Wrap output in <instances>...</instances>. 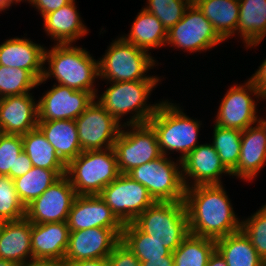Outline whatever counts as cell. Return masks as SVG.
<instances>
[{"mask_svg":"<svg viewBox=\"0 0 266 266\" xmlns=\"http://www.w3.org/2000/svg\"><path fill=\"white\" fill-rule=\"evenodd\" d=\"M180 108L172 102L162 100L148 123L156 131L162 155L168 156L169 150H175L181 153L179 160L182 161L199 145L201 123L186 116Z\"/></svg>","mask_w":266,"mask_h":266,"instance_id":"cell-4","label":"cell"},{"mask_svg":"<svg viewBox=\"0 0 266 266\" xmlns=\"http://www.w3.org/2000/svg\"><path fill=\"white\" fill-rule=\"evenodd\" d=\"M38 80L27 70L0 65V91L4 97L30 93Z\"/></svg>","mask_w":266,"mask_h":266,"instance_id":"cell-35","label":"cell"},{"mask_svg":"<svg viewBox=\"0 0 266 266\" xmlns=\"http://www.w3.org/2000/svg\"><path fill=\"white\" fill-rule=\"evenodd\" d=\"M215 249L214 239L189 233L173 251L174 266H206Z\"/></svg>","mask_w":266,"mask_h":266,"instance_id":"cell-32","label":"cell"},{"mask_svg":"<svg viewBox=\"0 0 266 266\" xmlns=\"http://www.w3.org/2000/svg\"><path fill=\"white\" fill-rule=\"evenodd\" d=\"M77 194L64 175L25 207V217L36 224L67 222Z\"/></svg>","mask_w":266,"mask_h":266,"instance_id":"cell-14","label":"cell"},{"mask_svg":"<svg viewBox=\"0 0 266 266\" xmlns=\"http://www.w3.org/2000/svg\"><path fill=\"white\" fill-rule=\"evenodd\" d=\"M75 122L82 151L113 147L123 126L96 100Z\"/></svg>","mask_w":266,"mask_h":266,"instance_id":"cell-13","label":"cell"},{"mask_svg":"<svg viewBox=\"0 0 266 266\" xmlns=\"http://www.w3.org/2000/svg\"><path fill=\"white\" fill-rule=\"evenodd\" d=\"M0 259L22 266L33 259L31 222L26 218L4 223L0 232Z\"/></svg>","mask_w":266,"mask_h":266,"instance_id":"cell-23","label":"cell"},{"mask_svg":"<svg viewBox=\"0 0 266 266\" xmlns=\"http://www.w3.org/2000/svg\"><path fill=\"white\" fill-rule=\"evenodd\" d=\"M95 100L91 92L78 91L54 84L52 89L37 101L38 121L75 120Z\"/></svg>","mask_w":266,"mask_h":266,"instance_id":"cell-15","label":"cell"},{"mask_svg":"<svg viewBox=\"0 0 266 266\" xmlns=\"http://www.w3.org/2000/svg\"><path fill=\"white\" fill-rule=\"evenodd\" d=\"M0 266H19V265L10 260L0 259Z\"/></svg>","mask_w":266,"mask_h":266,"instance_id":"cell-50","label":"cell"},{"mask_svg":"<svg viewBox=\"0 0 266 266\" xmlns=\"http://www.w3.org/2000/svg\"><path fill=\"white\" fill-rule=\"evenodd\" d=\"M223 41L212 23L191 3L183 18L167 31L166 45L194 53L207 51Z\"/></svg>","mask_w":266,"mask_h":266,"instance_id":"cell-11","label":"cell"},{"mask_svg":"<svg viewBox=\"0 0 266 266\" xmlns=\"http://www.w3.org/2000/svg\"><path fill=\"white\" fill-rule=\"evenodd\" d=\"M11 5L10 0H0V12L8 9Z\"/></svg>","mask_w":266,"mask_h":266,"instance_id":"cell-48","label":"cell"},{"mask_svg":"<svg viewBox=\"0 0 266 266\" xmlns=\"http://www.w3.org/2000/svg\"><path fill=\"white\" fill-rule=\"evenodd\" d=\"M46 61L49 66L47 69L44 67L38 86L53 75L60 85L91 92L95 97L98 95L94 86L95 79L99 77L98 60L86 49L74 47L72 43L55 44L50 50L45 49L44 63Z\"/></svg>","mask_w":266,"mask_h":266,"instance_id":"cell-2","label":"cell"},{"mask_svg":"<svg viewBox=\"0 0 266 266\" xmlns=\"http://www.w3.org/2000/svg\"><path fill=\"white\" fill-rule=\"evenodd\" d=\"M64 175L66 170L32 167L28 173L13 179L20 202L26 207Z\"/></svg>","mask_w":266,"mask_h":266,"instance_id":"cell-31","label":"cell"},{"mask_svg":"<svg viewBox=\"0 0 266 266\" xmlns=\"http://www.w3.org/2000/svg\"><path fill=\"white\" fill-rule=\"evenodd\" d=\"M174 162L162 155L137 166L127 175L145 186L156 202L184 201L185 186L182 179L181 161Z\"/></svg>","mask_w":266,"mask_h":266,"instance_id":"cell-8","label":"cell"},{"mask_svg":"<svg viewBox=\"0 0 266 266\" xmlns=\"http://www.w3.org/2000/svg\"><path fill=\"white\" fill-rule=\"evenodd\" d=\"M215 243L227 266H266L242 230L221 237Z\"/></svg>","mask_w":266,"mask_h":266,"instance_id":"cell-29","label":"cell"},{"mask_svg":"<svg viewBox=\"0 0 266 266\" xmlns=\"http://www.w3.org/2000/svg\"><path fill=\"white\" fill-rule=\"evenodd\" d=\"M212 145L217 151L224 167L232 173L239 161L242 131L223 128L214 124Z\"/></svg>","mask_w":266,"mask_h":266,"instance_id":"cell-34","label":"cell"},{"mask_svg":"<svg viewBox=\"0 0 266 266\" xmlns=\"http://www.w3.org/2000/svg\"><path fill=\"white\" fill-rule=\"evenodd\" d=\"M4 135L3 129L0 126V138Z\"/></svg>","mask_w":266,"mask_h":266,"instance_id":"cell-54","label":"cell"},{"mask_svg":"<svg viewBox=\"0 0 266 266\" xmlns=\"http://www.w3.org/2000/svg\"><path fill=\"white\" fill-rule=\"evenodd\" d=\"M114 142L120 173L127 174L133 168L162 156L156 131L149 123L123 125Z\"/></svg>","mask_w":266,"mask_h":266,"instance_id":"cell-9","label":"cell"},{"mask_svg":"<svg viewBox=\"0 0 266 266\" xmlns=\"http://www.w3.org/2000/svg\"><path fill=\"white\" fill-rule=\"evenodd\" d=\"M262 98H263V99H266V94H264V95L262 96Z\"/></svg>","mask_w":266,"mask_h":266,"instance_id":"cell-55","label":"cell"},{"mask_svg":"<svg viewBox=\"0 0 266 266\" xmlns=\"http://www.w3.org/2000/svg\"><path fill=\"white\" fill-rule=\"evenodd\" d=\"M239 6L237 33L253 48L266 36V0H239Z\"/></svg>","mask_w":266,"mask_h":266,"instance_id":"cell-26","label":"cell"},{"mask_svg":"<svg viewBox=\"0 0 266 266\" xmlns=\"http://www.w3.org/2000/svg\"><path fill=\"white\" fill-rule=\"evenodd\" d=\"M71 0H32L31 5L36 7L38 12L40 11L41 16H45L60 7L68 4Z\"/></svg>","mask_w":266,"mask_h":266,"instance_id":"cell-41","label":"cell"},{"mask_svg":"<svg viewBox=\"0 0 266 266\" xmlns=\"http://www.w3.org/2000/svg\"><path fill=\"white\" fill-rule=\"evenodd\" d=\"M133 223L152 239L173 252L189 235V223L184 201L155 202Z\"/></svg>","mask_w":266,"mask_h":266,"instance_id":"cell-6","label":"cell"},{"mask_svg":"<svg viewBox=\"0 0 266 266\" xmlns=\"http://www.w3.org/2000/svg\"><path fill=\"white\" fill-rule=\"evenodd\" d=\"M191 3V0H147L144 9L154 14L168 31L183 18Z\"/></svg>","mask_w":266,"mask_h":266,"instance_id":"cell-36","label":"cell"},{"mask_svg":"<svg viewBox=\"0 0 266 266\" xmlns=\"http://www.w3.org/2000/svg\"><path fill=\"white\" fill-rule=\"evenodd\" d=\"M68 266H109V263L107 258H98L70 262Z\"/></svg>","mask_w":266,"mask_h":266,"instance_id":"cell-46","label":"cell"},{"mask_svg":"<svg viewBox=\"0 0 266 266\" xmlns=\"http://www.w3.org/2000/svg\"><path fill=\"white\" fill-rule=\"evenodd\" d=\"M123 229L94 227L70 231L64 261L70 262L107 258L121 241Z\"/></svg>","mask_w":266,"mask_h":266,"instance_id":"cell-16","label":"cell"},{"mask_svg":"<svg viewBox=\"0 0 266 266\" xmlns=\"http://www.w3.org/2000/svg\"><path fill=\"white\" fill-rule=\"evenodd\" d=\"M0 217L5 221H16L25 217V206L20 202L14 181L0 175Z\"/></svg>","mask_w":266,"mask_h":266,"instance_id":"cell-37","label":"cell"},{"mask_svg":"<svg viewBox=\"0 0 266 266\" xmlns=\"http://www.w3.org/2000/svg\"><path fill=\"white\" fill-rule=\"evenodd\" d=\"M161 80H136L129 82H109L111 86L95 99L110 115L119 123L122 117L128 113L129 121L123 125L144 124L155 114L160 103L147 104V99L153 88Z\"/></svg>","mask_w":266,"mask_h":266,"instance_id":"cell-3","label":"cell"},{"mask_svg":"<svg viewBox=\"0 0 266 266\" xmlns=\"http://www.w3.org/2000/svg\"><path fill=\"white\" fill-rule=\"evenodd\" d=\"M257 124L260 126V128L265 132L266 134V119L264 118H257Z\"/></svg>","mask_w":266,"mask_h":266,"instance_id":"cell-49","label":"cell"},{"mask_svg":"<svg viewBox=\"0 0 266 266\" xmlns=\"http://www.w3.org/2000/svg\"><path fill=\"white\" fill-rule=\"evenodd\" d=\"M241 230L250 239L259 256L266 262V204L246 220Z\"/></svg>","mask_w":266,"mask_h":266,"instance_id":"cell-38","label":"cell"},{"mask_svg":"<svg viewBox=\"0 0 266 266\" xmlns=\"http://www.w3.org/2000/svg\"><path fill=\"white\" fill-rule=\"evenodd\" d=\"M70 231L94 227L123 229L124 224L99 195H77L68 216Z\"/></svg>","mask_w":266,"mask_h":266,"instance_id":"cell-18","label":"cell"},{"mask_svg":"<svg viewBox=\"0 0 266 266\" xmlns=\"http://www.w3.org/2000/svg\"><path fill=\"white\" fill-rule=\"evenodd\" d=\"M4 134L24 135L38 126V107L31 93L7 96L0 103Z\"/></svg>","mask_w":266,"mask_h":266,"instance_id":"cell-19","label":"cell"},{"mask_svg":"<svg viewBox=\"0 0 266 266\" xmlns=\"http://www.w3.org/2000/svg\"><path fill=\"white\" fill-rule=\"evenodd\" d=\"M5 221L0 217V232H1V229L4 225Z\"/></svg>","mask_w":266,"mask_h":266,"instance_id":"cell-52","label":"cell"},{"mask_svg":"<svg viewBox=\"0 0 266 266\" xmlns=\"http://www.w3.org/2000/svg\"><path fill=\"white\" fill-rule=\"evenodd\" d=\"M99 196L123 224L133 222L156 202L145 186L122 173Z\"/></svg>","mask_w":266,"mask_h":266,"instance_id":"cell-10","label":"cell"},{"mask_svg":"<svg viewBox=\"0 0 266 266\" xmlns=\"http://www.w3.org/2000/svg\"><path fill=\"white\" fill-rule=\"evenodd\" d=\"M3 99H4V96H3V94L0 91V103L3 101Z\"/></svg>","mask_w":266,"mask_h":266,"instance_id":"cell-53","label":"cell"},{"mask_svg":"<svg viewBox=\"0 0 266 266\" xmlns=\"http://www.w3.org/2000/svg\"><path fill=\"white\" fill-rule=\"evenodd\" d=\"M37 127L66 165L82 152L75 120L38 121Z\"/></svg>","mask_w":266,"mask_h":266,"instance_id":"cell-25","label":"cell"},{"mask_svg":"<svg viewBox=\"0 0 266 266\" xmlns=\"http://www.w3.org/2000/svg\"><path fill=\"white\" fill-rule=\"evenodd\" d=\"M249 79L254 83L257 90L261 93L262 96L266 94V59L259 66V69H257V71Z\"/></svg>","mask_w":266,"mask_h":266,"instance_id":"cell-42","label":"cell"},{"mask_svg":"<svg viewBox=\"0 0 266 266\" xmlns=\"http://www.w3.org/2000/svg\"><path fill=\"white\" fill-rule=\"evenodd\" d=\"M109 266H141L140 260L120 241L107 257Z\"/></svg>","mask_w":266,"mask_h":266,"instance_id":"cell-40","label":"cell"},{"mask_svg":"<svg viewBox=\"0 0 266 266\" xmlns=\"http://www.w3.org/2000/svg\"><path fill=\"white\" fill-rule=\"evenodd\" d=\"M23 152L21 135L4 134L0 138V175L15 179V163Z\"/></svg>","mask_w":266,"mask_h":266,"instance_id":"cell-39","label":"cell"},{"mask_svg":"<svg viewBox=\"0 0 266 266\" xmlns=\"http://www.w3.org/2000/svg\"><path fill=\"white\" fill-rule=\"evenodd\" d=\"M120 174L113 147L82 151L66 165V176L77 195H99Z\"/></svg>","mask_w":266,"mask_h":266,"instance_id":"cell-5","label":"cell"},{"mask_svg":"<svg viewBox=\"0 0 266 266\" xmlns=\"http://www.w3.org/2000/svg\"><path fill=\"white\" fill-rule=\"evenodd\" d=\"M229 200L222 184L185 188L190 234L217 240L240 231L242 221Z\"/></svg>","mask_w":266,"mask_h":266,"instance_id":"cell-1","label":"cell"},{"mask_svg":"<svg viewBox=\"0 0 266 266\" xmlns=\"http://www.w3.org/2000/svg\"><path fill=\"white\" fill-rule=\"evenodd\" d=\"M32 163L27 154L23 151L15 163V178L23 176L32 168Z\"/></svg>","mask_w":266,"mask_h":266,"instance_id":"cell-43","label":"cell"},{"mask_svg":"<svg viewBox=\"0 0 266 266\" xmlns=\"http://www.w3.org/2000/svg\"><path fill=\"white\" fill-rule=\"evenodd\" d=\"M206 266H227V264L222 255L215 249Z\"/></svg>","mask_w":266,"mask_h":266,"instance_id":"cell-47","label":"cell"},{"mask_svg":"<svg viewBox=\"0 0 266 266\" xmlns=\"http://www.w3.org/2000/svg\"><path fill=\"white\" fill-rule=\"evenodd\" d=\"M44 29L57 44H68L85 36L88 29L82 23L75 0L43 16Z\"/></svg>","mask_w":266,"mask_h":266,"instance_id":"cell-24","label":"cell"},{"mask_svg":"<svg viewBox=\"0 0 266 266\" xmlns=\"http://www.w3.org/2000/svg\"><path fill=\"white\" fill-rule=\"evenodd\" d=\"M121 241L129 247L140 262L167 256L171 253L167 247L142 232L133 222L124 224Z\"/></svg>","mask_w":266,"mask_h":266,"instance_id":"cell-33","label":"cell"},{"mask_svg":"<svg viewBox=\"0 0 266 266\" xmlns=\"http://www.w3.org/2000/svg\"><path fill=\"white\" fill-rule=\"evenodd\" d=\"M22 266H68V264L61 260L32 259Z\"/></svg>","mask_w":266,"mask_h":266,"instance_id":"cell-45","label":"cell"},{"mask_svg":"<svg viewBox=\"0 0 266 266\" xmlns=\"http://www.w3.org/2000/svg\"><path fill=\"white\" fill-rule=\"evenodd\" d=\"M244 84L234 85L227 91L221 100L214 124L243 131L257 122V102L251 95L258 99H262V95L250 79Z\"/></svg>","mask_w":266,"mask_h":266,"instance_id":"cell-12","label":"cell"},{"mask_svg":"<svg viewBox=\"0 0 266 266\" xmlns=\"http://www.w3.org/2000/svg\"><path fill=\"white\" fill-rule=\"evenodd\" d=\"M194 4L224 41L237 33L239 0H196Z\"/></svg>","mask_w":266,"mask_h":266,"instance_id":"cell-27","label":"cell"},{"mask_svg":"<svg viewBox=\"0 0 266 266\" xmlns=\"http://www.w3.org/2000/svg\"><path fill=\"white\" fill-rule=\"evenodd\" d=\"M181 169L185 188L196 185L222 184V174L231 176V173L222 164L212 143L199 144L181 161ZM188 177L193 179L192 184Z\"/></svg>","mask_w":266,"mask_h":266,"instance_id":"cell-17","label":"cell"},{"mask_svg":"<svg viewBox=\"0 0 266 266\" xmlns=\"http://www.w3.org/2000/svg\"><path fill=\"white\" fill-rule=\"evenodd\" d=\"M141 266H174L173 252L167 256L141 262Z\"/></svg>","mask_w":266,"mask_h":266,"instance_id":"cell-44","label":"cell"},{"mask_svg":"<svg viewBox=\"0 0 266 266\" xmlns=\"http://www.w3.org/2000/svg\"><path fill=\"white\" fill-rule=\"evenodd\" d=\"M130 29L129 34L123 35L122 38L144 51L166 45L167 29L154 14L143 7Z\"/></svg>","mask_w":266,"mask_h":266,"instance_id":"cell-28","label":"cell"},{"mask_svg":"<svg viewBox=\"0 0 266 266\" xmlns=\"http://www.w3.org/2000/svg\"><path fill=\"white\" fill-rule=\"evenodd\" d=\"M23 151L31 160L33 167L49 170H66V164L57 155L54 147L37 127L21 135Z\"/></svg>","mask_w":266,"mask_h":266,"instance_id":"cell-30","label":"cell"},{"mask_svg":"<svg viewBox=\"0 0 266 266\" xmlns=\"http://www.w3.org/2000/svg\"><path fill=\"white\" fill-rule=\"evenodd\" d=\"M11 1V4H16V3H19V2H21V1H28V3H30L31 4V2H32V0H10Z\"/></svg>","mask_w":266,"mask_h":266,"instance_id":"cell-51","label":"cell"},{"mask_svg":"<svg viewBox=\"0 0 266 266\" xmlns=\"http://www.w3.org/2000/svg\"><path fill=\"white\" fill-rule=\"evenodd\" d=\"M70 229L67 222L31 223L33 259L64 261Z\"/></svg>","mask_w":266,"mask_h":266,"instance_id":"cell-21","label":"cell"},{"mask_svg":"<svg viewBox=\"0 0 266 266\" xmlns=\"http://www.w3.org/2000/svg\"><path fill=\"white\" fill-rule=\"evenodd\" d=\"M150 55L151 53L119 37L113 40L98 60L99 78L108 82L160 80L158 76H145L156 64V60Z\"/></svg>","mask_w":266,"mask_h":266,"instance_id":"cell-7","label":"cell"},{"mask_svg":"<svg viewBox=\"0 0 266 266\" xmlns=\"http://www.w3.org/2000/svg\"><path fill=\"white\" fill-rule=\"evenodd\" d=\"M266 162V134L258 124L242 131L240 158L231 173L246 181L257 177Z\"/></svg>","mask_w":266,"mask_h":266,"instance_id":"cell-22","label":"cell"},{"mask_svg":"<svg viewBox=\"0 0 266 266\" xmlns=\"http://www.w3.org/2000/svg\"><path fill=\"white\" fill-rule=\"evenodd\" d=\"M45 48L27 38L7 39L0 45V65L25 69L39 81L44 71Z\"/></svg>","mask_w":266,"mask_h":266,"instance_id":"cell-20","label":"cell"}]
</instances>
